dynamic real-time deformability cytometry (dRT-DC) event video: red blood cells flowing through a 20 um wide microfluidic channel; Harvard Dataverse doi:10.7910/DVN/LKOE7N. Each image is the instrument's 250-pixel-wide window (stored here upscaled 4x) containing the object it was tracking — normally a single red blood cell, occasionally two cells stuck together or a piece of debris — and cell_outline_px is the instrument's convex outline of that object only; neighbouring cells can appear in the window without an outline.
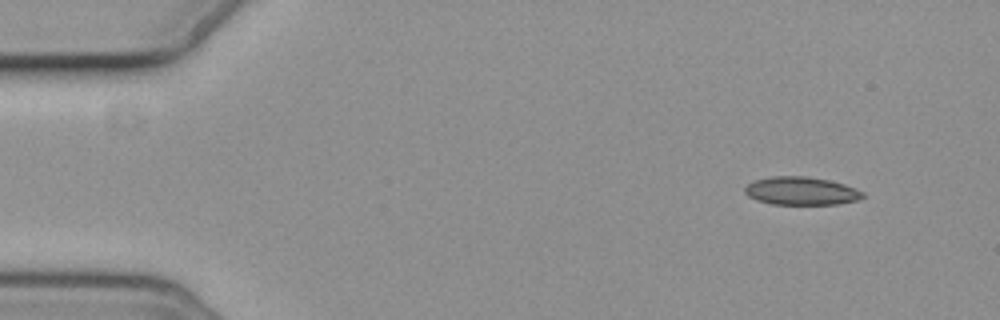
{"species": "common noctule bat (a hibernating species)", "species_latin": "Nyctalus noctula", "temperature_condition": "cold", "stored_images_in_passage": 3, "camera_frame_rate_fps": 3000, "um_per_image_px": 0.085, "animal": {"sex": "female", "body_mass_g": 19.3, "forearm_length_mm": 54.1}, "frame": {"image": 1, "passage_image": 1, "time_ms": 0.0, "image_size_px": [1000, 320], "cell_outline_px": [[864, 196], [860, 200], [836, 204], [772, 204], [756, 200], [748, 196], [744, 192], [744, 188], [748, 184], [756, 180], [772, 176], [808, 176], [828, 180], [844, 184], [864, 192]], "centroid_in_image_um": [68.1, 16.23], "position_along_channel_um": 16.9, "area_um2": 19.31}}